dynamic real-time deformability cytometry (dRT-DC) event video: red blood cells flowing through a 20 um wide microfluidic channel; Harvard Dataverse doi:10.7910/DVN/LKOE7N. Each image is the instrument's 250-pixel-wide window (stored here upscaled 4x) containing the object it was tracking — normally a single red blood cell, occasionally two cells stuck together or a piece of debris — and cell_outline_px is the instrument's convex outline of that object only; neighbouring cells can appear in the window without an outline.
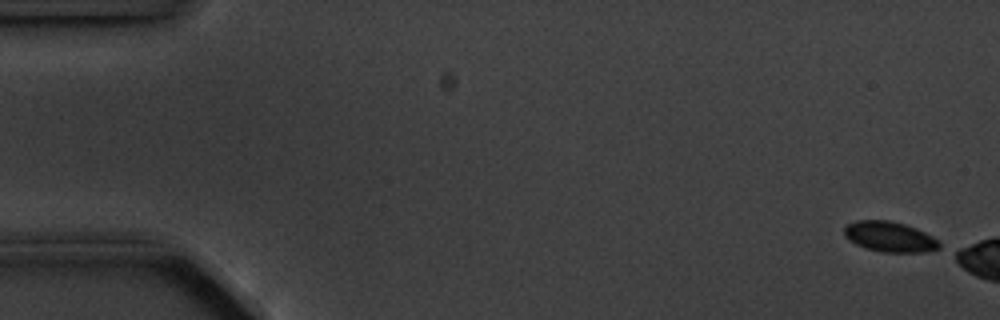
{"species": "common noctule bat (a hibernating species)", "species_latin": "Nyctalus noctula", "temperature_condition": "cold", "stored_images_in_passage": 4, "camera_frame_rate_fps": 3000, "um_per_image_px": 0.085, "animal": {"sex": "male", "body_mass_g": 20.1, "forearm_length_mm": 53.5}, "frame": {"image": 1, "passage_image": 1, "time_ms": 0.0, "image_size_px": [1000, 320], "cell_outline_px": [[940, 248], [924, 252], [880, 252], [856, 244], [848, 240], [844, 236], [844, 228], [848, 224], [856, 220], [888, 220], [904, 224], [916, 228], [932, 236], [940, 244]], "centroid_in_image_um": [75.6, 20.12], "position_along_channel_um": 9.4, "area_um2": 16.7}}